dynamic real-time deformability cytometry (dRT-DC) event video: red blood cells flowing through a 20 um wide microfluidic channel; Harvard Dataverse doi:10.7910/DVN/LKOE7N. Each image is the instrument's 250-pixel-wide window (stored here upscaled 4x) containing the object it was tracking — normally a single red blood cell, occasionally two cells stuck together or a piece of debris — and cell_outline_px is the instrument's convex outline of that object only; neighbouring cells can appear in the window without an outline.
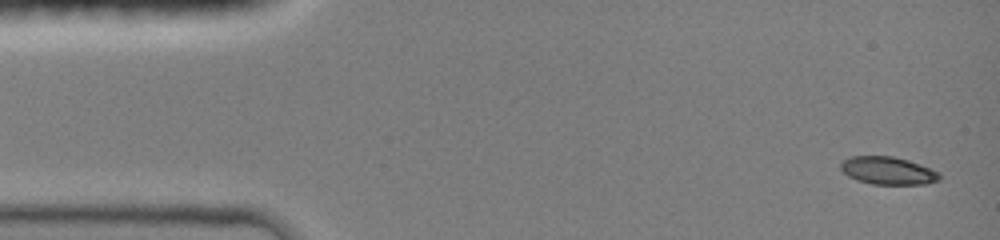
{"species": "common noctule bat (a hibernating species)", "species_latin": "Nyctalus noctula", "temperature_condition": "room temperature", "stored_images_in_passage": 6, "camera_frame_rate_fps": 3000, "um_per_image_px": 0.085, "animal": {"sex": "female", "body_mass_g": 19.0, "forearm_length_mm": 51.5}, "frame": {"image": 1, "passage_image": 1, "time_ms": 0.0, "image_size_px": [1000, 240], "cell_outline_px": [[940, 180], [924, 184], [872, 184], [848, 176], [840, 168], [840, 164], [844, 160], [852, 156], [892, 156], [908, 160], [940, 172]], "centroid_in_image_um": [75.49, 14.5], "position_along_channel_um": 9.5, "area_um2": 15.78}}
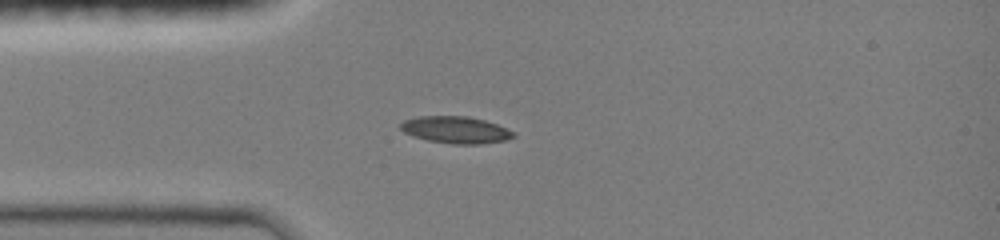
{"frame": {"image": 2, "passage_image": 5, "time_ms": 3.333, "image_size_px": [1000, 240], "cell_outline_px": [[516, 136], [504, 140], [476, 144], [452, 144], [428, 140], [412, 136], [404, 132], [400, 128], [400, 124], [404, 120], [420, 116], [468, 116], [484, 120], [496, 124], [516, 132]], "centroid_in_image_um": [38.73, 11.03], "position_along_channel_um": 46.3, "area_um2": 17.63}}
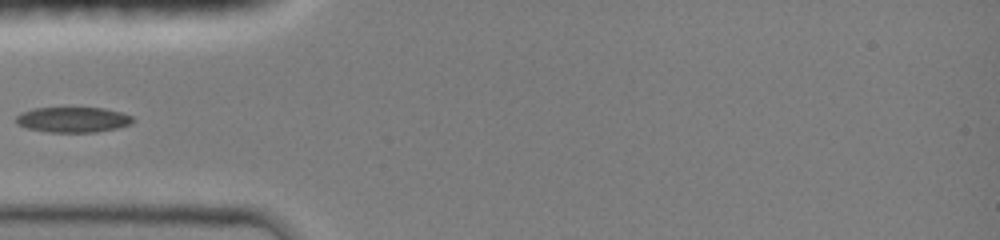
{"frame": {"image": 3, "passage_image": 6, "time_ms": 4.333, "image_size_px": [1000, 240], "cell_outline_px": [[132, 120], [128, 124], [116, 128], [96, 132], [48, 132], [28, 128], [16, 124], [16, 116], [32, 108], [104, 108], [120, 112], [132, 116]], "centroid_in_image_um": [6.16, 10.17], "position_along_channel_um": 78.8, "area_um2": 16.99}}